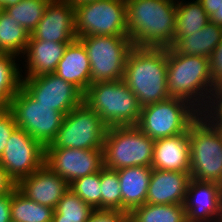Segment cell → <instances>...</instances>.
Here are the masks:
<instances>
[{
  "label": "cell",
  "instance_id": "28",
  "mask_svg": "<svg viewBox=\"0 0 222 222\" xmlns=\"http://www.w3.org/2000/svg\"><path fill=\"white\" fill-rule=\"evenodd\" d=\"M16 59V55L0 53V109L8 108L21 87L20 64Z\"/></svg>",
  "mask_w": 222,
  "mask_h": 222
},
{
  "label": "cell",
  "instance_id": "31",
  "mask_svg": "<svg viewBox=\"0 0 222 222\" xmlns=\"http://www.w3.org/2000/svg\"><path fill=\"white\" fill-rule=\"evenodd\" d=\"M101 188L100 172L78 178L70 184V189L94 210H101Z\"/></svg>",
  "mask_w": 222,
  "mask_h": 222
},
{
  "label": "cell",
  "instance_id": "11",
  "mask_svg": "<svg viewBox=\"0 0 222 222\" xmlns=\"http://www.w3.org/2000/svg\"><path fill=\"white\" fill-rule=\"evenodd\" d=\"M8 109L14 115L17 127L44 147L55 139L65 117L52 106L38 103L22 87L13 96Z\"/></svg>",
  "mask_w": 222,
  "mask_h": 222
},
{
  "label": "cell",
  "instance_id": "38",
  "mask_svg": "<svg viewBox=\"0 0 222 222\" xmlns=\"http://www.w3.org/2000/svg\"><path fill=\"white\" fill-rule=\"evenodd\" d=\"M210 114L222 126V90L219 91Z\"/></svg>",
  "mask_w": 222,
  "mask_h": 222
},
{
  "label": "cell",
  "instance_id": "7",
  "mask_svg": "<svg viewBox=\"0 0 222 222\" xmlns=\"http://www.w3.org/2000/svg\"><path fill=\"white\" fill-rule=\"evenodd\" d=\"M201 113L189 102L179 98H168L141 107L136 125L153 140L175 136L189 131L190 125Z\"/></svg>",
  "mask_w": 222,
  "mask_h": 222
},
{
  "label": "cell",
  "instance_id": "5",
  "mask_svg": "<svg viewBox=\"0 0 222 222\" xmlns=\"http://www.w3.org/2000/svg\"><path fill=\"white\" fill-rule=\"evenodd\" d=\"M83 102L108 128L138 124L141 106L123 79L91 83L83 95Z\"/></svg>",
  "mask_w": 222,
  "mask_h": 222
},
{
  "label": "cell",
  "instance_id": "3",
  "mask_svg": "<svg viewBox=\"0 0 222 222\" xmlns=\"http://www.w3.org/2000/svg\"><path fill=\"white\" fill-rule=\"evenodd\" d=\"M123 80L141 107L168 99L167 48L133 46Z\"/></svg>",
  "mask_w": 222,
  "mask_h": 222
},
{
  "label": "cell",
  "instance_id": "26",
  "mask_svg": "<svg viewBox=\"0 0 222 222\" xmlns=\"http://www.w3.org/2000/svg\"><path fill=\"white\" fill-rule=\"evenodd\" d=\"M30 35L9 14L3 9L0 10V53L13 54L18 58L22 57Z\"/></svg>",
  "mask_w": 222,
  "mask_h": 222
},
{
  "label": "cell",
  "instance_id": "19",
  "mask_svg": "<svg viewBox=\"0 0 222 222\" xmlns=\"http://www.w3.org/2000/svg\"><path fill=\"white\" fill-rule=\"evenodd\" d=\"M151 168L190 172V133L155 140Z\"/></svg>",
  "mask_w": 222,
  "mask_h": 222
},
{
  "label": "cell",
  "instance_id": "24",
  "mask_svg": "<svg viewBox=\"0 0 222 222\" xmlns=\"http://www.w3.org/2000/svg\"><path fill=\"white\" fill-rule=\"evenodd\" d=\"M177 0L176 4V29L174 42L182 36H190L199 32L210 21V16L203 9L198 0L183 2Z\"/></svg>",
  "mask_w": 222,
  "mask_h": 222
},
{
  "label": "cell",
  "instance_id": "1",
  "mask_svg": "<svg viewBox=\"0 0 222 222\" xmlns=\"http://www.w3.org/2000/svg\"><path fill=\"white\" fill-rule=\"evenodd\" d=\"M167 89L170 98L189 102L201 114L210 113L219 91L212 81L209 58L167 48Z\"/></svg>",
  "mask_w": 222,
  "mask_h": 222
},
{
  "label": "cell",
  "instance_id": "25",
  "mask_svg": "<svg viewBox=\"0 0 222 222\" xmlns=\"http://www.w3.org/2000/svg\"><path fill=\"white\" fill-rule=\"evenodd\" d=\"M128 222H187L184 204L145 203L128 214Z\"/></svg>",
  "mask_w": 222,
  "mask_h": 222
},
{
  "label": "cell",
  "instance_id": "22",
  "mask_svg": "<svg viewBox=\"0 0 222 222\" xmlns=\"http://www.w3.org/2000/svg\"><path fill=\"white\" fill-rule=\"evenodd\" d=\"M122 194V211L128 214L146 203L151 167L134 166L117 170Z\"/></svg>",
  "mask_w": 222,
  "mask_h": 222
},
{
  "label": "cell",
  "instance_id": "30",
  "mask_svg": "<svg viewBox=\"0 0 222 222\" xmlns=\"http://www.w3.org/2000/svg\"><path fill=\"white\" fill-rule=\"evenodd\" d=\"M101 210L122 211V194L117 170H100Z\"/></svg>",
  "mask_w": 222,
  "mask_h": 222
},
{
  "label": "cell",
  "instance_id": "4",
  "mask_svg": "<svg viewBox=\"0 0 222 222\" xmlns=\"http://www.w3.org/2000/svg\"><path fill=\"white\" fill-rule=\"evenodd\" d=\"M189 133L191 178L222 185V126L210 113H203Z\"/></svg>",
  "mask_w": 222,
  "mask_h": 222
},
{
  "label": "cell",
  "instance_id": "29",
  "mask_svg": "<svg viewBox=\"0 0 222 222\" xmlns=\"http://www.w3.org/2000/svg\"><path fill=\"white\" fill-rule=\"evenodd\" d=\"M50 1L21 0L17 4L4 7L3 10L31 34L42 19Z\"/></svg>",
  "mask_w": 222,
  "mask_h": 222
},
{
  "label": "cell",
  "instance_id": "44",
  "mask_svg": "<svg viewBox=\"0 0 222 222\" xmlns=\"http://www.w3.org/2000/svg\"><path fill=\"white\" fill-rule=\"evenodd\" d=\"M222 200V199H221ZM220 222H222V205H221V217H220Z\"/></svg>",
  "mask_w": 222,
  "mask_h": 222
},
{
  "label": "cell",
  "instance_id": "20",
  "mask_svg": "<svg viewBox=\"0 0 222 222\" xmlns=\"http://www.w3.org/2000/svg\"><path fill=\"white\" fill-rule=\"evenodd\" d=\"M70 43H57L54 41L36 40L31 35L23 53L26 67L24 76H39L47 73H54L56 67L63 57L67 45ZM25 55V56H24Z\"/></svg>",
  "mask_w": 222,
  "mask_h": 222
},
{
  "label": "cell",
  "instance_id": "16",
  "mask_svg": "<svg viewBox=\"0 0 222 222\" xmlns=\"http://www.w3.org/2000/svg\"><path fill=\"white\" fill-rule=\"evenodd\" d=\"M31 36L36 40L72 43L75 33L74 6L63 0H51Z\"/></svg>",
  "mask_w": 222,
  "mask_h": 222
},
{
  "label": "cell",
  "instance_id": "35",
  "mask_svg": "<svg viewBox=\"0 0 222 222\" xmlns=\"http://www.w3.org/2000/svg\"><path fill=\"white\" fill-rule=\"evenodd\" d=\"M87 222H128V213L119 210H94Z\"/></svg>",
  "mask_w": 222,
  "mask_h": 222
},
{
  "label": "cell",
  "instance_id": "27",
  "mask_svg": "<svg viewBox=\"0 0 222 222\" xmlns=\"http://www.w3.org/2000/svg\"><path fill=\"white\" fill-rule=\"evenodd\" d=\"M10 214L14 222H51L54 209L28 199L16 188L11 193Z\"/></svg>",
  "mask_w": 222,
  "mask_h": 222
},
{
  "label": "cell",
  "instance_id": "33",
  "mask_svg": "<svg viewBox=\"0 0 222 222\" xmlns=\"http://www.w3.org/2000/svg\"><path fill=\"white\" fill-rule=\"evenodd\" d=\"M16 127L12 112L8 108L0 109V157L6 148L11 133Z\"/></svg>",
  "mask_w": 222,
  "mask_h": 222
},
{
  "label": "cell",
  "instance_id": "41",
  "mask_svg": "<svg viewBox=\"0 0 222 222\" xmlns=\"http://www.w3.org/2000/svg\"><path fill=\"white\" fill-rule=\"evenodd\" d=\"M210 21L222 27V0L218 10L210 16Z\"/></svg>",
  "mask_w": 222,
  "mask_h": 222
},
{
  "label": "cell",
  "instance_id": "17",
  "mask_svg": "<svg viewBox=\"0 0 222 222\" xmlns=\"http://www.w3.org/2000/svg\"><path fill=\"white\" fill-rule=\"evenodd\" d=\"M16 188L28 199L55 209L70 184L44 164L30 176L22 178Z\"/></svg>",
  "mask_w": 222,
  "mask_h": 222
},
{
  "label": "cell",
  "instance_id": "15",
  "mask_svg": "<svg viewBox=\"0 0 222 222\" xmlns=\"http://www.w3.org/2000/svg\"><path fill=\"white\" fill-rule=\"evenodd\" d=\"M222 185L190 179L184 202L187 222H220Z\"/></svg>",
  "mask_w": 222,
  "mask_h": 222
},
{
  "label": "cell",
  "instance_id": "10",
  "mask_svg": "<svg viewBox=\"0 0 222 222\" xmlns=\"http://www.w3.org/2000/svg\"><path fill=\"white\" fill-rule=\"evenodd\" d=\"M75 33L83 36H128L126 0H98L74 6Z\"/></svg>",
  "mask_w": 222,
  "mask_h": 222
},
{
  "label": "cell",
  "instance_id": "18",
  "mask_svg": "<svg viewBox=\"0 0 222 222\" xmlns=\"http://www.w3.org/2000/svg\"><path fill=\"white\" fill-rule=\"evenodd\" d=\"M190 173L152 168L146 203L184 204Z\"/></svg>",
  "mask_w": 222,
  "mask_h": 222
},
{
  "label": "cell",
  "instance_id": "42",
  "mask_svg": "<svg viewBox=\"0 0 222 222\" xmlns=\"http://www.w3.org/2000/svg\"><path fill=\"white\" fill-rule=\"evenodd\" d=\"M21 0H0V7L3 9L6 6L14 5L19 3Z\"/></svg>",
  "mask_w": 222,
  "mask_h": 222
},
{
  "label": "cell",
  "instance_id": "40",
  "mask_svg": "<svg viewBox=\"0 0 222 222\" xmlns=\"http://www.w3.org/2000/svg\"><path fill=\"white\" fill-rule=\"evenodd\" d=\"M51 222H85L81 218L64 217L60 214H54Z\"/></svg>",
  "mask_w": 222,
  "mask_h": 222
},
{
  "label": "cell",
  "instance_id": "13",
  "mask_svg": "<svg viewBox=\"0 0 222 222\" xmlns=\"http://www.w3.org/2000/svg\"><path fill=\"white\" fill-rule=\"evenodd\" d=\"M21 87L38 103L52 106L66 115L83 103V93L55 73L23 76Z\"/></svg>",
  "mask_w": 222,
  "mask_h": 222
},
{
  "label": "cell",
  "instance_id": "21",
  "mask_svg": "<svg viewBox=\"0 0 222 222\" xmlns=\"http://www.w3.org/2000/svg\"><path fill=\"white\" fill-rule=\"evenodd\" d=\"M54 73L85 93L91 84V67L87 51L78 39L67 45Z\"/></svg>",
  "mask_w": 222,
  "mask_h": 222
},
{
  "label": "cell",
  "instance_id": "36",
  "mask_svg": "<svg viewBox=\"0 0 222 222\" xmlns=\"http://www.w3.org/2000/svg\"><path fill=\"white\" fill-rule=\"evenodd\" d=\"M17 187L16 182L8 175L7 171L0 165V196L11 194Z\"/></svg>",
  "mask_w": 222,
  "mask_h": 222
},
{
  "label": "cell",
  "instance_id": "23",
  "mask_svg": "<svg viewBox=\"0 0 222 222\" xmlns=\"http://www.w3.org/2000/svg\"><path fill=\"white\" fill-rule=\"evenodd\" d=\"M222 40V27L209 21L190 36L179 37L170 47L176 53L210 58Z\"/></svg>",
  "mask_w": 222,
  "mask_h": 222
},
{
  "label": "cell",
  "instance_id": "6",
  "mask_svg": "<svg viewBox=\"0 0 222 222\" xmlns=\"http://www.w3.org/2000/svg\"><path fill=\"white\" fill-rule=\"evenodd\" d=\"M154 143L136 125L109 127L103 143L104 167L112 170L151 167Z\"/></svg>",
  "mask_w": 222,
  "mask_h": 222
},
{
  "label": "cell",
  "instance_id": "39",
  "mask_svg": "<svg viewBox=\"0 0 222 222\" xmlns=\"http://www.w3.org/2000/svg\"><path fill=\"white\" fill-rule=\"evenodd\" d=\"M206 13L211 16L220 7L221 0H198Z\"/></svg>",
  "mask_w": 222,
  "mask_h": 222
},
{
  "label": "cell",
  "instance_id": "12",
  "mask_svg": "<svg viewBox=\"0 0 222 222\" xmlns=\"http://www.w3.org/2000/svg\"><path fill=\"white\" fill-rule=\"evenodd\" d=\"M45 164V147L25 130L16 127L0 157V165L16 184Z\"/></svg>",
  "mask_w": 222,
  "mask_h": 222
},
{
  "label": "cell",
  "instance_id": "32",
  "mask_svg": "<svg viewBox=\"0 0 222 222\" xmlns=\"http://www.w3.org/2000/svg\"><path fill=\"white\" fill-rule=\"evenodd\" d=\"M94 209L69 189L54 209V214L64 217L81 218L87 222Z\"/></svg>",
  "mask_w": 222,
  "mask_h": 222
},
{
  "label": "cell",
  "instance_id": "37",
  "mask_svg": "<svg viewBox=\"0 0 222 222\" xmlns=\"http://www.w3.org/2000/svg\"><path fill=\"white\" fill-rule=\"evenodd\" d=\"M11 194L0 196V222L11 221Z\"/></svg>",
  "mask_w": 222,
  "mask_h": 222
},
{
  "label": "cell",
  "instance_id": "43",
  "mask_svg": "<svg viewBox=\"0 0 222 222\" xmlns=\"http://www.w3.org/2000/svg\"><path fill=\"white\" fill-rule=\"evenodd\" d=\"M64 2H68L69 4H72L73 6L80 5V4H85L88 2H94L98 0H63Z\"/></svg>",
  "mask_w": 222,
  "mask_h": 222
},
{
  "label": "cell",
  "instance_id": "34",
  "mask_svg": "<svg viewBox=\"0 0 222 222\" xmlns=\"http://www.w3.org/2000/svg\"><path fill=\"white\" fill-rule=\"evenodd\" d=\"M212 81L218 91L222 90V40L209 58Z\"/></svg>",
  "mask_w": 222,
  "mask_h": 222
},
{
  "label": "cell",
  "instance_id": "8",
  "mask_svg": "<svg viewBox=\"0 0 222 222\" xmlns=\"http://www.w3.org/2000/svg\"><path fill=\"white\" fill-rule=\"evenodd\" d=\"M91 67V83L122 80L125 63L133 47L129 36H83Z\"/></svg>",
  "mask_w": 222,
  "mask_h": 222
},
{
  "label": "cell",
  "instance_id": "14",
  "mask_svg": "<svg viewBox=\"0 0 222 222\" xmlns=\"http://www.w3.org/2000/svg\"><path fill=\"white\" fill-rule=\"evenodd\" d=\"M45 165L69 184L78 178L100 172L103 149H45Z\"/></svg>",
  "mask_w": 222,
  "mask_h": 222
},
{
  "label": "cell",
  "instance_id": "9",
  "mask_svg": "<svg viewBox=\"0 0 222 222\" xmlns=\"http://www.w3.org/2000/svg\"><path fill=\"white\" fill-rule=\"evenodd\" d=\"M107 125L84 102L64 117L55 139L45 149H103Z\"/></svg>",
  "mask_w": 222,
  "mask_h": 222
},
{
  "label": "cell",
  "instance_id": "2",
  "mask_svg": "<svg viewBox=\"0 0 222 222\" xmlns=\"http://www.w3.org/2000/svg\"><path fill=\"white\" fill-rule=\"evenodd\" d=\"M177 0H126L127 33L133 46L170 48Z\"/></svg>",
  "mask_w": 222,
  "mask_h": 222
}]
</instances>
